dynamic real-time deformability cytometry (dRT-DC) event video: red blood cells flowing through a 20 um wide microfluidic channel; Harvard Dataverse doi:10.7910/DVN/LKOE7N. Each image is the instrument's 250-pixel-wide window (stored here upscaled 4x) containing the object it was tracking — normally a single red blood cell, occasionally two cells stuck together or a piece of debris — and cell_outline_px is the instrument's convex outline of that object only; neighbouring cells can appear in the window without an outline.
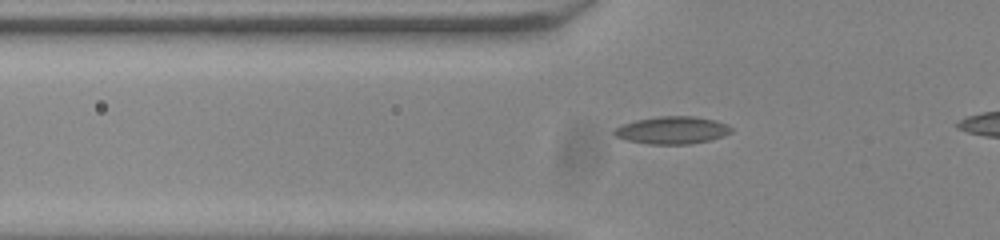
{"species": "common noctule bat (a hibernating species)", "species_latin": "Nyctalus noctula", "temperature_condition": "room temperature", "stored_images_in_passage": 45, "camera_frame_rate_fps": 3000, "um_per_image_px": 0.085, "animal": {"sex": "male", "body_mass_g": 20.0, "forearm_length_mm": 53.3}, "frame": {"image": 1, "passage_image": 16, "time_ms": 5.0, "image_size_px": [1000, 240], "cell_outline_px": [[732, 132], [724, 136], [708, 140], [688, 144], [648, 144], [628, 140], [616, 136], [612, 132], [620, 124], [636, 120], [660, 116], [692, 116], [716, 120], [728, 124], [732, 128]], "centroid_in_image_um": [57.15, 11.06], "position_along_channel_um": 68.7, "area_um2": 18.73}}
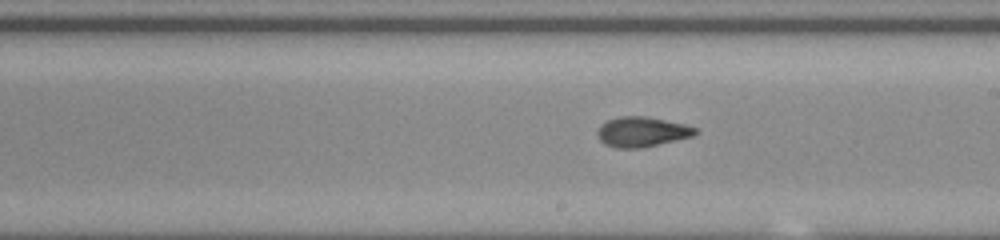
{"frame": {"image": 2, "passage_image": 29, "time_ms": 9.333, "image_size_px": [1000, 240], "cell_outline_px": [[696, 132], [692, 136], [640, 148], [616, 148], [604, 144], [600, 140], [596, 132], [600, 124], [608, 120], [620, 116], [644, 116], [684, 124], [696, 128]], "centroid_in_image_um": [54.49, 11.2], "position_along_channel_um": 234.5, "area_um2": 16.88}}
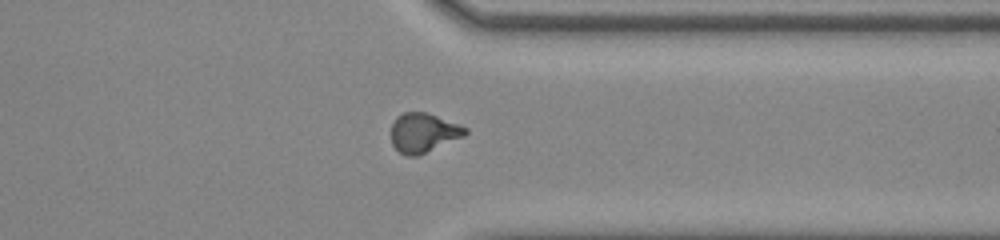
{"frame": {"image": 3, "passage_image": 40, "time_ms": 13.0, "image_size_px": [1000, 240], "cell_outline_px": [[468, 132], [464, 136], [420, 156], [404, 156], [392, 144], [392, 124], [396, 116], [404, 112], [424, 112], [436, 116], [468, 128]], "centroid_in_image_um": [35.98, 11.3], "position_along_channel_um": 375.4, "area_um2": 16.99}}